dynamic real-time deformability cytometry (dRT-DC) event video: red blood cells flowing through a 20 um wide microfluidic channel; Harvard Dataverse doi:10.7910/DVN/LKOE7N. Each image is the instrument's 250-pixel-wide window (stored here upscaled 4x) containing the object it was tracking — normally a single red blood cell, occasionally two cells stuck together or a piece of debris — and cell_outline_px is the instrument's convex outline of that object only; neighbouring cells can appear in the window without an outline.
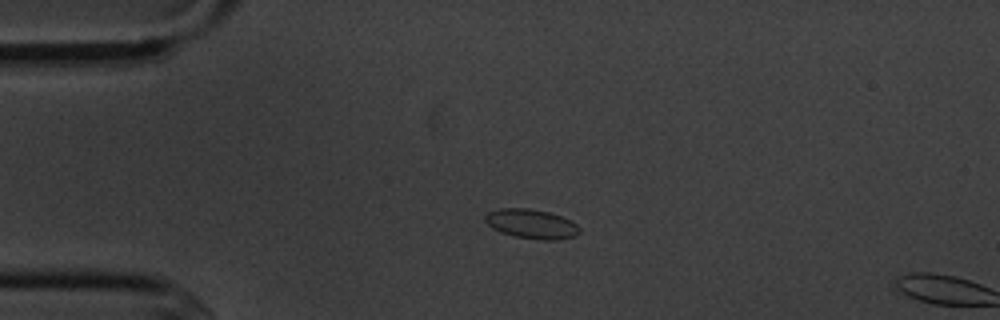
{"species": "common noctule bat (a hibernating species)", "species_latin": "Nyctalus noctula", "temperature_condition": "cold", "stored_images_in_passage": 4, "camera_frame_rate_fps": 3000, "um_per_image_px": 0.085, "animal": {"sex": "male", "body_mass_g": 20.1, "forearm_length_mm": 53.5}, "frame": {"image": 1, "passage_image": 3, "time_ms": 2.333, "image_size_px": [1000, 320], "cell_outline_px": [[580, 232], [576, 236], [556, 240], [540, 240], [516, 236], [500, 232], [492, 228], [484, 220], [484, 216], [488, 212], [500, 208], [528, 208], [548, 212], [560, 216], [576, 224], [580, 228]], "centroid_in_image_um": [45.16, 19.03], "position_along_channel_um": 39.8, "area_um2": 16.13}}